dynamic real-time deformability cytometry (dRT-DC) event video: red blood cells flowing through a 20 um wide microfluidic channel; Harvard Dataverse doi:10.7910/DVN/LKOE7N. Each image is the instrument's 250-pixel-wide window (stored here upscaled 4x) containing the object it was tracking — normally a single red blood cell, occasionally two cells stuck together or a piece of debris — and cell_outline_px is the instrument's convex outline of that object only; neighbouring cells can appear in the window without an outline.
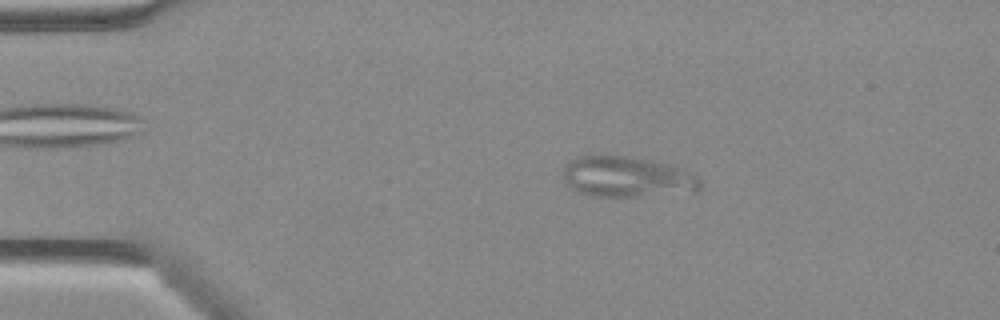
{"species": "Egyptian fruit bat (a non-hibernating species)", "species_latin": "Rousettus aegyptiacus", "temperature_condition": "warm", "stored_images_in_passage": 48, "camera_frame_rate_fps": 3000, "um_per_image_px": 0.085, "animal": {"sex": "female"}, "frame": {"image": 1, "passage_image": 9, "time_ms": 2.667, "image_size_px": [1000, 320], "cell_outline_px": [[704, 188], [696, 192], [636, 196], [588, 196], [572, 188], [564, 180], [560, 172], [564, 164], [568, 160], [580, 156], [628, 156], [652, 160], [668, 164], [680, 168], [700, 176], [704, 180]], "centroid_in_image_um": [53.34, 15.04], "position_along_channel_um": 31.7, "area_um2": 33.12}}
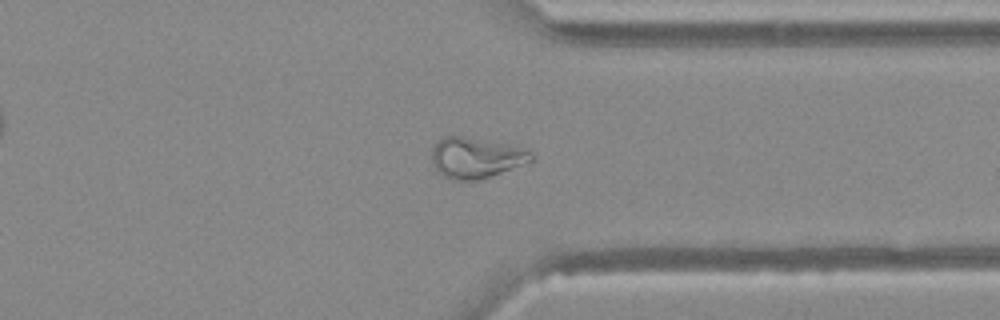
{"frame": {"image": 2, "passage_image": 37, "time_ms": 12.0, "image_size_px": [1000, 320], "cell_outline_px": [[536, 160], [476, 180], [452, 180], [436, 172], [432, 164], [432, 148], [444, 136], [464, 136], [508, 144], [528, 148], [532, 152]], "centroid_in_image_um": [40.47, 13.4], "position_along_channel_um": 370.9, "area_um2": 23.7}}
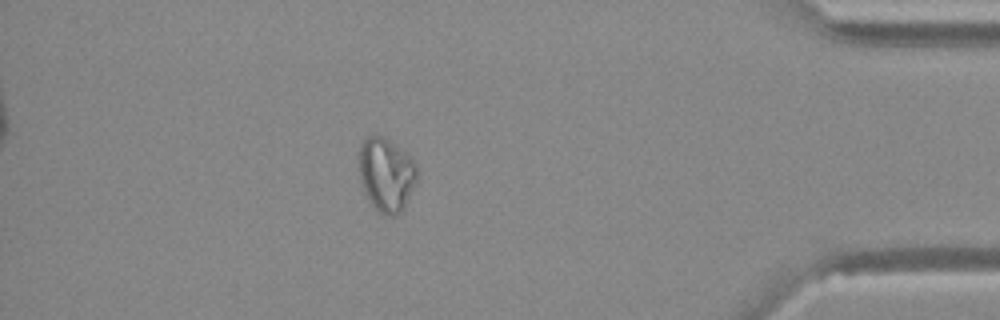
{"frame": {"image": 3, "passage_image": 42, "time_ms": 13.667, "image_size_px": [1000, 320], "cell_outline_px": [[416, 180], [404, 208], [396, 216], [384, 216], [368, 200], [364, 192], [360, 180], [360, 144], [368, 136], [384, 136], [400, 148], [412, 160], [416, 168]], "centroid_in_image_um": [32.82, 14.86], "position_along_channel_um": 402.4, "area_um2": 24.57}}